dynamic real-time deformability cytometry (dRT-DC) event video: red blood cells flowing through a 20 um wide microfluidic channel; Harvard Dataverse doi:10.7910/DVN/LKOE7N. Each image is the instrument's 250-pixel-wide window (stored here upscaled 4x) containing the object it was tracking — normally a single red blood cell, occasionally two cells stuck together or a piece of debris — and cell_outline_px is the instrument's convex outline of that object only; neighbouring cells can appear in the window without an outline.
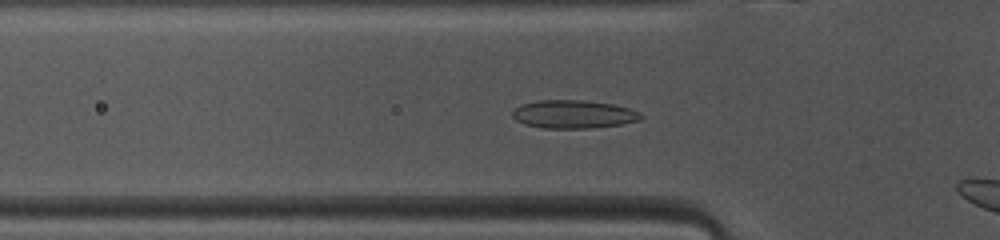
{"species": "common noctule bat (a hibernating species)", "species_latin": "Nyctalus noctula", "temperature_condition": "warm", "stored_images_in_passage": 8, "camera_frame_rate_fps": 3000, "um_per_image_px": 0.085, "animal": {"sex": "female", "body_mass_g": 10.0, "forearm_length_mm": 53.1}, "frame": {"image": 1, "passage_image": 6, "time_ms": 1.667, "image_size_px": [1000, 240], "cell_outline_px": [[644, 116], [640, 120], [620, 124], [588, 128], [544, 128], [524, 124], [516, 120], [512, 116], [512, 112], [516, 108], [524, 104], [540, 100], [580, 100], [612, 104], [628, 108], [640, 112]], "centroid_in_image_um": [48.76, 9.71], "position_along_channel_um": 77.0, "area_um2": 20.87}}